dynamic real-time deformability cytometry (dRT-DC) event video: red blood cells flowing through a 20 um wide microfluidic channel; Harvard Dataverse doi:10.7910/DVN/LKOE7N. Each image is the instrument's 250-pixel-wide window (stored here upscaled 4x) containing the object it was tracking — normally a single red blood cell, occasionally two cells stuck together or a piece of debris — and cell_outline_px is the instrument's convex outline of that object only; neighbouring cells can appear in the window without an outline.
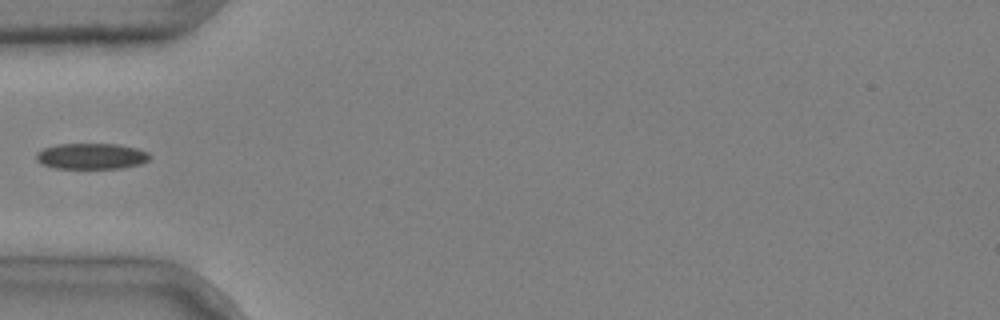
{"species": "common noctule bat (a hibernating species)", "species_latin": "Nyctalus noctula", "temperature_condition": "cold", "stored_images_in_passage": 4, "camera_frame_rate_fps": 3000, "um_per_image_px": 0.085, "animal": {"sex": "male", "body_mass_g": 20.4}, "frame": {"image": 1, "passage_image": 4, "time_ms": 1.0, "image_size_px": [1000, 320], "cell_outline_px": [[152, 156], [148, 160], [140, 164], [120, 168], [56, 168], [40, 164], [36, 160], [36, 152], [44, 148], [56, 144], [116, 144], [136, 148], [148, 152]], "centroid_in_image_um": [7.75, 13.27], "position_along_channel_um": 77.3, "area_um2": 17.17}}